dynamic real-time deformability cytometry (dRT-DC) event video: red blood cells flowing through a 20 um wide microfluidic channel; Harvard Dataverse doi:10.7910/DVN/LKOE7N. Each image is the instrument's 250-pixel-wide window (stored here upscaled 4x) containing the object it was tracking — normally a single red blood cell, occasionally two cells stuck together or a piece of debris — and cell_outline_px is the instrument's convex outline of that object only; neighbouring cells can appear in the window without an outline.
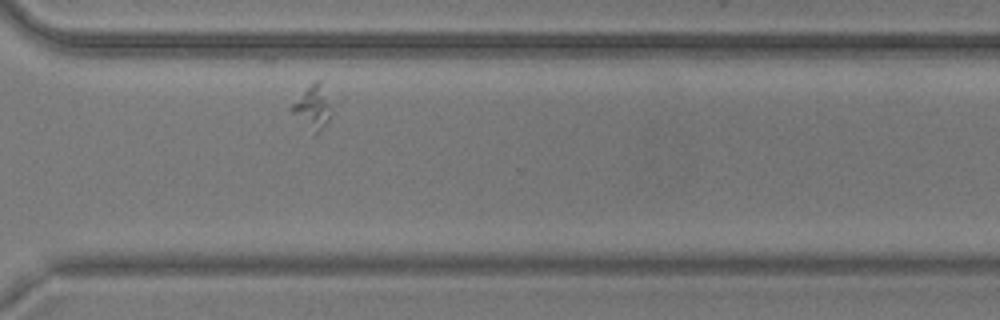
{"species": "common noctule bat (a hibernating species)", "species_latin": "Nyctalus noctula", "temperature_condition": "warm", "stored_images_in_passage": 33, "camera_frame_rate_fps": 3000, "um_per_image_px": 0.085, "animal": {"sex": "male", "body_mass_g": 20.5, "forearm_length_mm": 52.5}, "frame": {"image": 1, "passage_image": 28, "time_ms": 9.0, "image_size_px": [1000, 320], "cell_outline_px": [[336, 104], [332, 116], [328, 124], [316, 136], [288, 108], [316, 80], [320, 80]], "centroid_in_image_um": [26.73, 9.14], "position_along_channel_um": 343.9, "area_um2": 10.64}}